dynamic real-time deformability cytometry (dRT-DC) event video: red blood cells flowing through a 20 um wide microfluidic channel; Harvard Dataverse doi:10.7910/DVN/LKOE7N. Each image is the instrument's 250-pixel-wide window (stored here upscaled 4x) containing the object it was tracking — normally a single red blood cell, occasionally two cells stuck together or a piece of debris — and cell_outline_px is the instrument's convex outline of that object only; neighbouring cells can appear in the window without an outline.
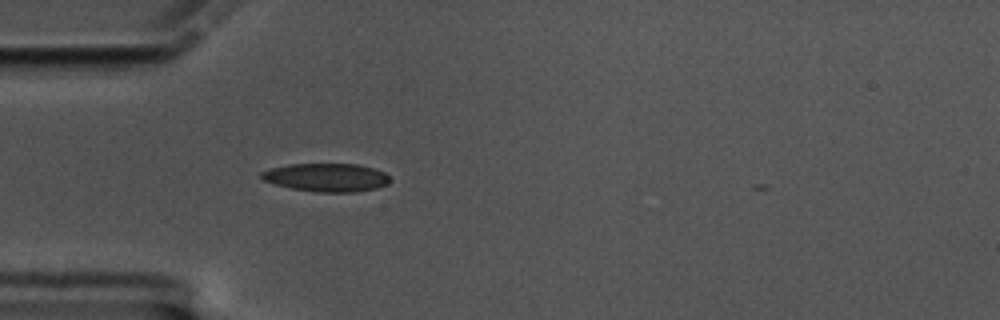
{"species": "common noctule bat (a hibernating species)", "species_latin": "Nyctalus noctula", "temperature_condition": "cold", "stored_images_in_passage": 22, "camera_frame_rate_fps": 3000, "um_per_image_px": 0.085, "animal": {"sex": "male", "body_mass_g": 17.5, "forearm_length_mm": 52.3}, "frame": {"image": 1, "passage_image": 1, "time_ms": 0.0, "image_size_px": [1000, 320], "cell_outline_px": [[392, 180], [388, 184], [376, 188], [356, 192], [316, 192], [292, 188], [276, 184], [264, 180], [260, 176], [260, 172], [272, 168], [288, 164], [356, 164], [372, 168], [384, 172]], "centroid_in_image_um": [27.77, 15.08], "position_along_channel_um": 57.2, "area_um2": 21.1}}
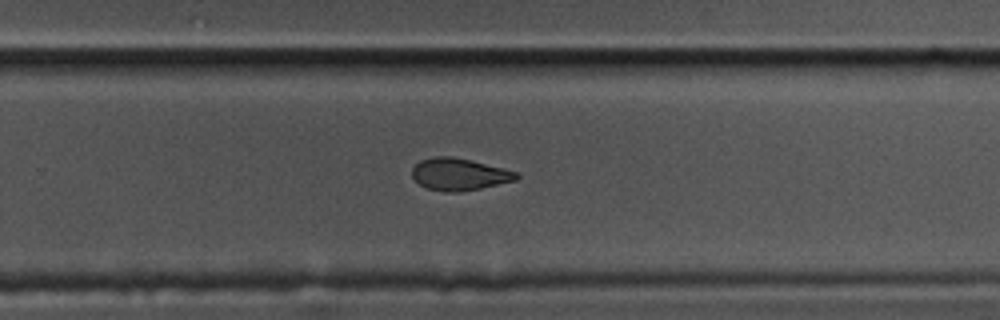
{"frame": {"image": 2, "passage_image": 22, "time_ms": 7.0, "image_size_px": [1000, 320], "cell_outline_px": [[520, 176], [516, 180], [480, 188], [456, 192], [444, 192], [428, 188], [420, 184], [412, 176], [412, 168], [420, 160], [432, 156], [452, 156], [472, 160], [504, 168], [516, 172]], "centroid_in_image_um": [39.02, 14.8], "position_along_channel_um": 290.8, "area_um2": 19.48}}